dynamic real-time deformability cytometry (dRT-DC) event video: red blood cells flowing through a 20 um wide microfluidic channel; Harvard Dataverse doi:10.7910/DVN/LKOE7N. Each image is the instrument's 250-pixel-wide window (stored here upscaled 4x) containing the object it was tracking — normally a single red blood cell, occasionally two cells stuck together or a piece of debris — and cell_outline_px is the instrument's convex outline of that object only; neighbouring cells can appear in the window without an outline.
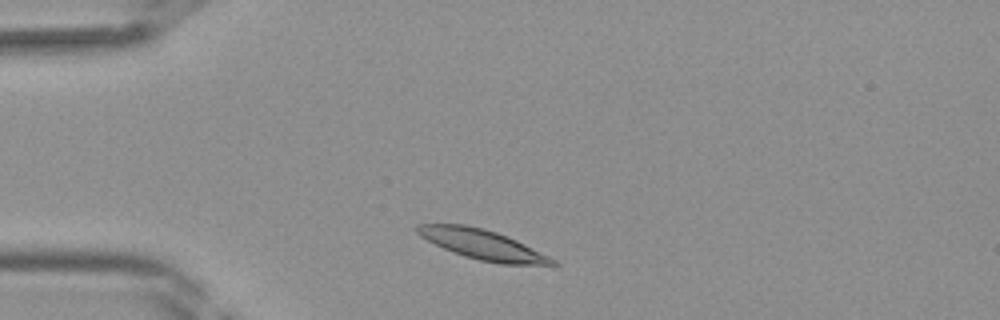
{"species": "Egyptian fruit bat (a non-hibernating species)", "species_latin": "Rousettus aegyptiacus", "temperature_condition": "room temperature", "stored_images_in_passage": 34, "camera_frame_rate_fps": 3000, "um_per_image_px": 0.085, "frame": {"image": 1, "passage_image": 2, "time_ms": 0.333, "image_size_px": [1000, 320], "cell_outline_px": [[560, 264], [500, 264], [480, 260], [464, 256], [444, 248], [420, 236], [416, 232], [416, 224], [464, 224], [484, 228], [508, 236], [556, 260]], "centroid_in_image_um": [40.98, 20.77], "position_along_channel_um": 44.0, "area_um2": 23.12}}
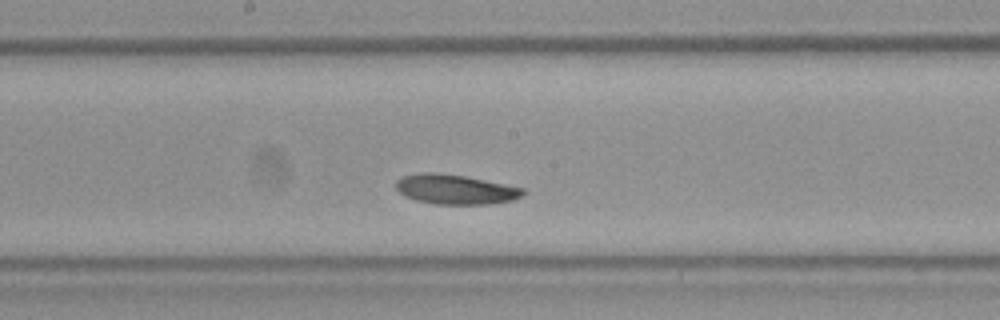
{"frame": {"image": 2, "passage_image": 14, "time_ms": 4.333, "image_size_px": [1000, 320], "cell_outline_px": [[524, 196], [512, 200], [492, 204], [436, 204], [416, 200], [404, 196], [396, 188], [396, 180], [404, 176], [420, 172], [436, 172], [464, 176], [524, 188]], "centroid_in_image_um": [38.7, 16.1], "position_along_channel_um": 209.5, "area_um2": 21.96}}
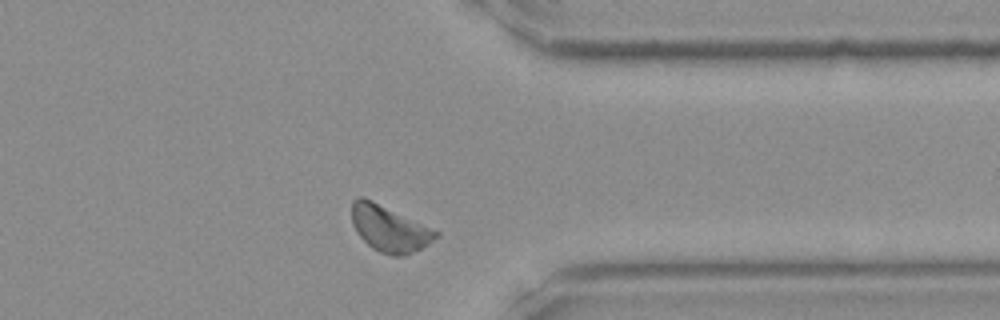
{"frame": {"image": 3, "passage_image": 25, "time_ms": 8.0, "image_size_px": [1000, 320], "cell_outline_px": [[440, 232], [428, 244], [404, 256], [392, 256], [380, 252], [372, 248], [356, 232], [352, 224], [352, 200], [360, 196], [364, 196]], "centroid_in_image_um": [33.05, 19.42], "position_along_channel_um": 378.3, "area_um2": 22.37}}